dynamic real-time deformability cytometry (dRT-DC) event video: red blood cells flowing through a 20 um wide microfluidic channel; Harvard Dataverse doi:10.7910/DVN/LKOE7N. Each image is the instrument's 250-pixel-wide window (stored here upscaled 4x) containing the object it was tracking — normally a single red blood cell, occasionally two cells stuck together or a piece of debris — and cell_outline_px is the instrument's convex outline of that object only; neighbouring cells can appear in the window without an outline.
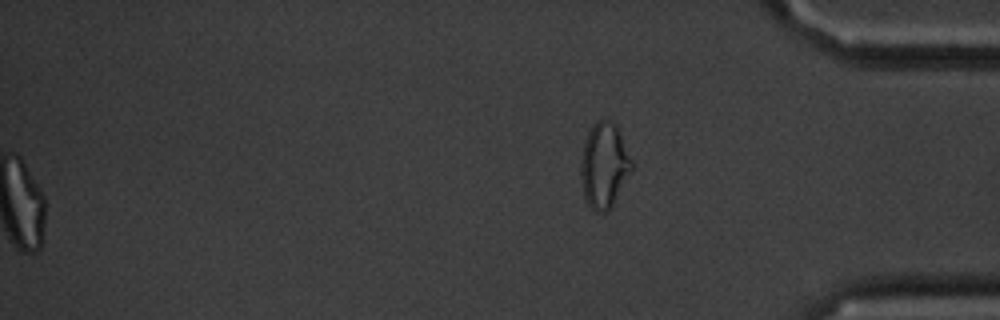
{"species": "common noctule bat (a hibernating species)", "species_latin": "Nyctalus noctula", "temperature_condition": "cold", "stored_images_in_passage": 47, "segment_of_instrument_passage": [2, 2], "camera_frame_rate_fps": 3000, "um_per_image_px": 0.085, "animal": {"sex": "male", "body_mass_g": 20.1, "forearm_length_mm": 53.5}, "frame": {"image": 1, "passage_image": 47, "time_ms": 15.333, "image_size_px": [1000, 320], "cell_outline_px": [[632, 168], [608, 212], [596, 212], [588, 204], [584, 196], [580, 176], [580, 164], [584, 144], [588, 132], [596, 120], [608, 120], [616, 124], [632, 160]], "centroid_in_image_um": [51.33, 14.05], "position_along_channel_um": 383.9, "area_um2": 24.91}}